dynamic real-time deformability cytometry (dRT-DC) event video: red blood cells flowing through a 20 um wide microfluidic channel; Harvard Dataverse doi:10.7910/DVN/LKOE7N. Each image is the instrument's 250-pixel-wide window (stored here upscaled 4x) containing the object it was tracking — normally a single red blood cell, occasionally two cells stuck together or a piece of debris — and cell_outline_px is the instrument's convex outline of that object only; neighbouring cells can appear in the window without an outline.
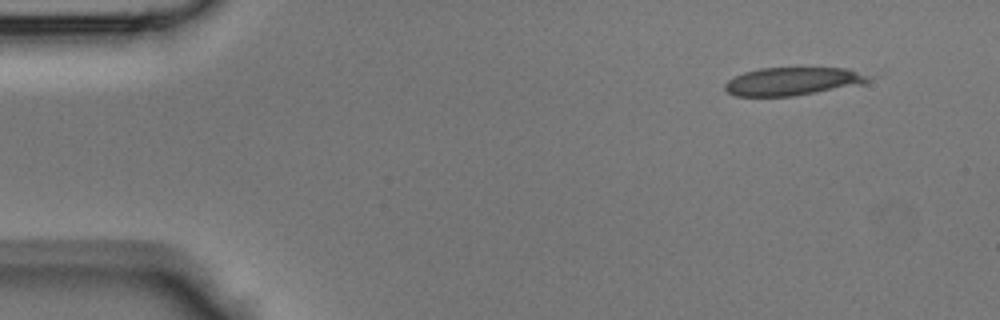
{"species": "Egyptian fruit bat (a non-hibernating species)", "species_latin": "Rousettus aegyptiacus", "temperature_condition": "room temperature", "stored_images_in_passage": 7, "camera_frame_rate_fps": 3000, "um_per_image_px": 0.085, "animal": {"sex": "male"}, "frame": {"image": 1, "passage_image": 1, "time_ms": 0.0, "image_size_px": [1000, 320], "cell_outline_px": [[868, 80], [864, 84], [792, 96], [736, 96], [728, 92], [724, 88], [724, 84], [728, 80], [744, 72], [760, 68], [848, 68], [864, 76]], "centroid_in_image_um": [67.29, 6.92], "position_along_channel_um": 17.7, "area_um2": 23.0}}